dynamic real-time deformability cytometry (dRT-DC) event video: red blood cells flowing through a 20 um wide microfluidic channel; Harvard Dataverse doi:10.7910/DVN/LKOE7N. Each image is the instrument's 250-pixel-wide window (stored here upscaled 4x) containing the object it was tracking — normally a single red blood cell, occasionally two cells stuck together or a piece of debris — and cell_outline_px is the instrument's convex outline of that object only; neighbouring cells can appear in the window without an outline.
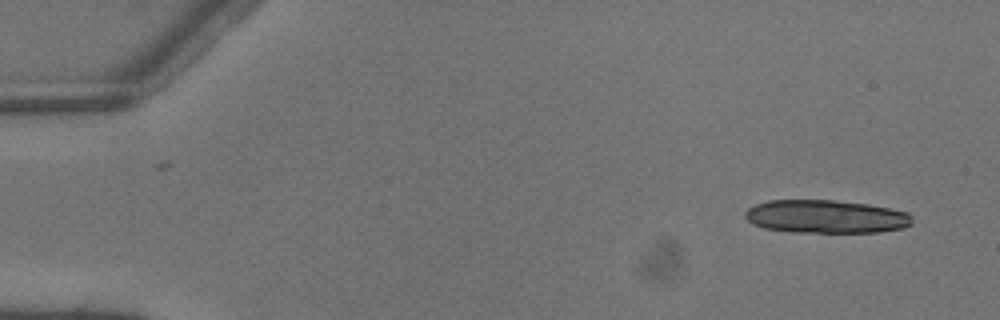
{"species": "common noctule bat (a hibernating species)", "species_latin": "Nyctalus noctula", "temperature_condition": "warm", "stored_images_in_passage": 3, "camera_frame_rate_fps": 3000, "um_per_image_px": 0.085, "animal": {"sex": "male", "body_mass_g": 13.3}, "frame": {"image": 1, "passage_image": 3, "time_ms": 0.667, "image_size_px": [1000, 320], "cell_outline_px": [[912, 224], [904, 228], [880, 232], [792, 232], [764, 228], [752, 224], [744, 216], [744, 212], [748, 208], [756, 204], [768, 200], [832, 200], [868, 204], [908, 212], [912, 216]], "centroid_in_image_um": [70.2, 18.41], "position_along_channel_um": 14.8, "area_um2": 32.48}}